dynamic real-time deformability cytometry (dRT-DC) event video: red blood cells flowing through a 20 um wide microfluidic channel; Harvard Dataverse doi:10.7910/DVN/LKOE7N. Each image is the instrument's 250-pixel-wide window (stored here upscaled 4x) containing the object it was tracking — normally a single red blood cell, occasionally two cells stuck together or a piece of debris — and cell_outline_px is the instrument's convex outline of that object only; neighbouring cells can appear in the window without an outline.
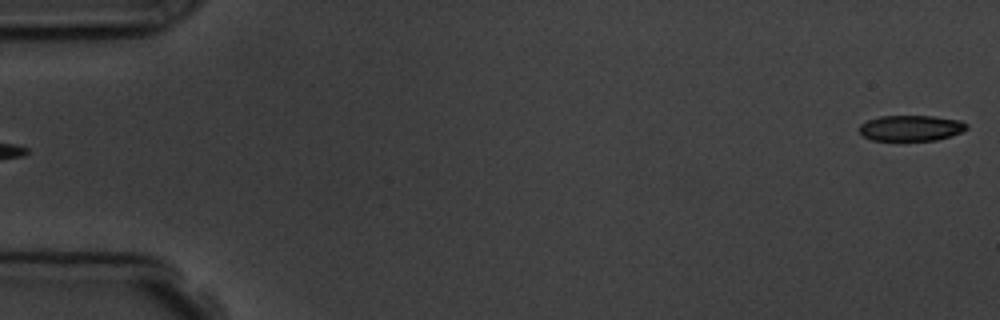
{"species": "common noctule bat (a hibernating species)", "species_latin": "Nyctalus noctula", "temperature_condition": "room temperature", "stored_images_in_passage": 4, "segment_of_instrument_passage": [2, 2], "camera_frame_rate_fps": 3000, "um_per_image_px": 0.085, "animal": {"sex": "male", "body_mass_g": 19.5, "forearm_length_mm": 54.6}, "frame": {"image": 1, "passage_image": 4, "time_ms": 3.333, "image_size_px": [1000, 320], "cell_outline_px": [[968, 128], [960, 132], [936, 140], [872, 140], [864, 136], [860, 132], [860, 124], [868, 120], [880, 116], [932, 116], [960, 120], [968, 124]], "centroid_in_image_um": [77.43, 10.88], "position_along_channel_um": 7.6, "area_um2": 15.9}}